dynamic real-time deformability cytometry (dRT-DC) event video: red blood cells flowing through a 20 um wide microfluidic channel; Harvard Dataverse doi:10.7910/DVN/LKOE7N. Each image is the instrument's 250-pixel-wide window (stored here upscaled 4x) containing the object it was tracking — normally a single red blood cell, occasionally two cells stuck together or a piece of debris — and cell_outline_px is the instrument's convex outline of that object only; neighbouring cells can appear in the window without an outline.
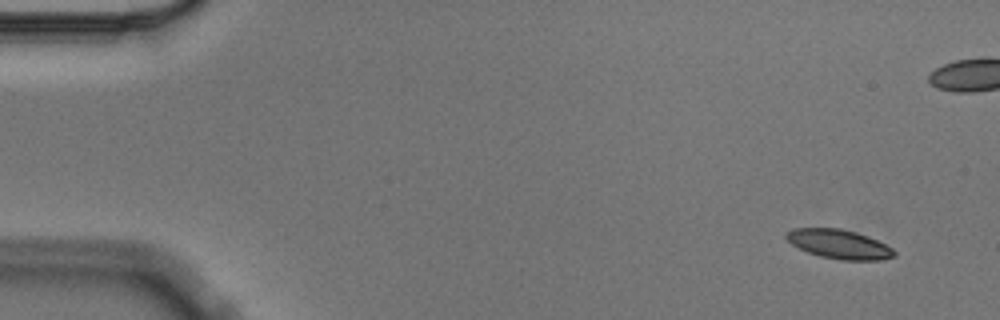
{"species": "Egyptian fruit bat (a non-hibernating species)", "species_latin": "Rousettus aegyptiacus", "temperature_condition": "cold", "stored_images_in_passage": 7, "camera_frame_rate_fps": 3000, "um_per_image_px": 0.085, "animal": {"sex": "male"}, "frame": {"image": 1, "passage_image": 1, "time_ms": 0.0, "image_size_px": [1000, 320], "cell_outline_px": [[896, 256], [884, 260], [840, 260], [820, 256], [808, 252], [792, 244], [784, 236], [792, 228], [840, 228], [856, 232], [868, 236], [892, 248], [896, 252]], "centroid_in_image_um": [71.35, 20.76], "position_along_channel_um": 13.7, "area_um2": 18.32}}
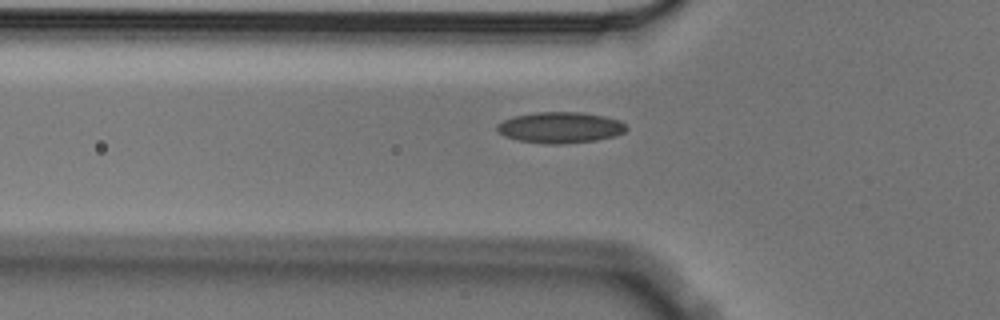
{"frame": {"image": 2, "passage_image": 6, "time_ms": 1.667, "image_size_px": [1000, 320], "cell_outline_px": [[628, 128], [624, 132], [616, 136], [596, 140], [564, 144], [548, 144], [516, 140], [504, 136], [496, 132], [496, 124], [512, 116], [536, 112], [580, 112], [604, 116], [620, 120]], "centroid_in_image_um": [47.59, 10.84], "position_along_channel_um": 78.2, "area_um2": 23.64}}
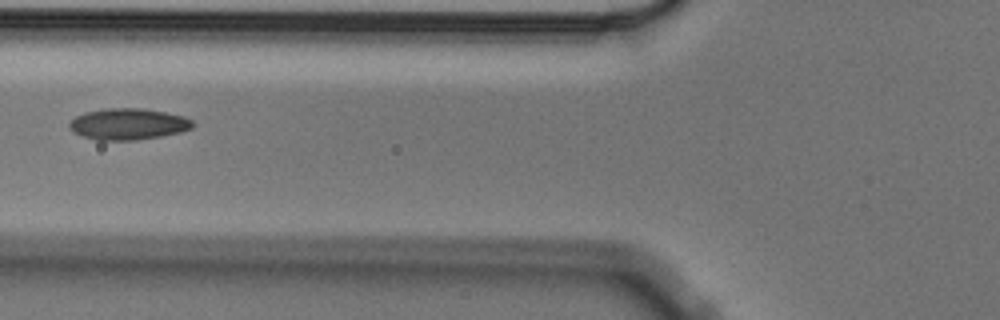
{"frame": {"image": 3, "passage_image": 7, "time_ms": 2.0, "image_size_px": [1000, 320], "cell_outline_px": [[196, 124], [192, 128], [180, 132], [160, 136], [136, 140], [96, 140], [72, 132], [68, 128], [68, 124], [76, 116], [84, 112], [108, 108], [144, 108], [184, 116], [192, 120]], "centroid_in_image_um": [10.89, 10.54], "position_along_channel_um": 114.9, "area_um2": 22.6}}